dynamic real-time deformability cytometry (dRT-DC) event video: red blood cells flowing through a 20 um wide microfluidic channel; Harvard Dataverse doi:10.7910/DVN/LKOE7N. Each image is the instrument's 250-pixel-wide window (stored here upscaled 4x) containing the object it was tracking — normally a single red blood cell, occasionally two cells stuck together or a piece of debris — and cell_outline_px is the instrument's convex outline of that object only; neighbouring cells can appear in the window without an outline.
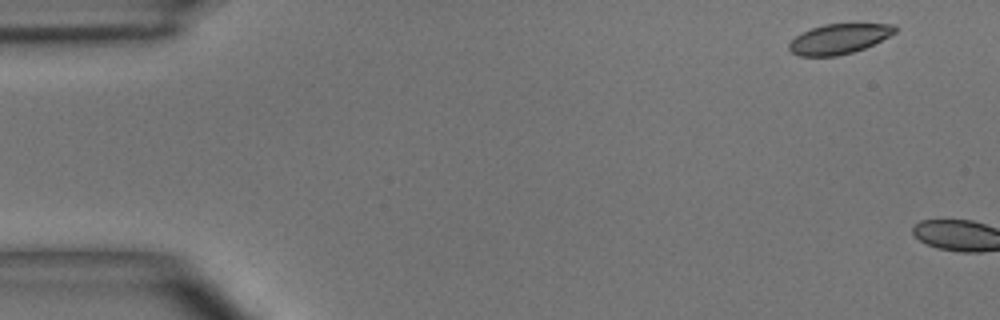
{"species": "common noctule bat (a hibernating species)", "species_latin": "Nyctalus noctula", "temperature_condition": "room temperature", "stored_images_in_passage": 2, "camera_frame_rate_fps": 3000, "um_per_image_px": 0.085, "animal": {"sex": "male", "body_mass_g": 15.6}, "frame": {"image": 1, "passage_image": 1, "time_ms": 0.0, "image_size_px": [1000, 320], "cell_outline_px": [[896, 32], [864, 48], [852, 52], [836, 56], [800, 56], [792, 52], [788, 48], [788, 44], [796, 36], [812, 28], [824, 24], [896, 24]], "centroid_in_image_um": [71.3, 3.3], "position_along_channel_um": 13.7, "area_um2": 18.21}}